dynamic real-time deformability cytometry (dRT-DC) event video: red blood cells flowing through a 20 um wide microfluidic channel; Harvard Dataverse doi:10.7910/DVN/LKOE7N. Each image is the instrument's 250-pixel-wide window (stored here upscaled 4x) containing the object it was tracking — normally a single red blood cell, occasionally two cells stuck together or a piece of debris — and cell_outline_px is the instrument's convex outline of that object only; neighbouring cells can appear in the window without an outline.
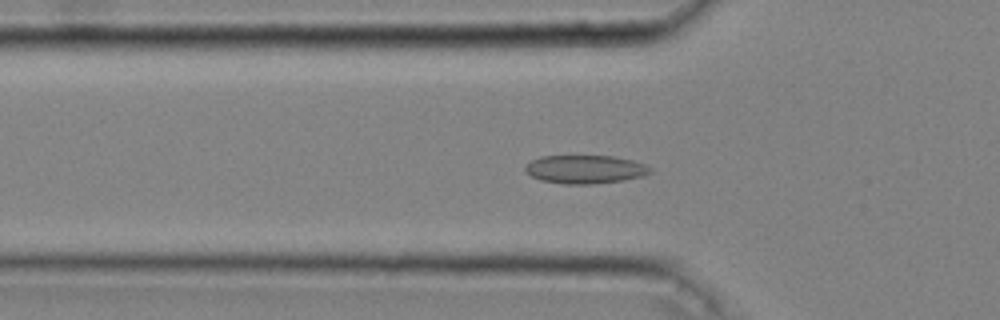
{"species": "common noctule bat (a hibernating species)", "species_latin": "Nyctalus noctula", "temperature_condition": "cold", "stored_images_in_passage": 47, "camera_frame_rate_fps": 3000, "um_per_image_px": 0.085, "animal": {"sex": "male", "body_mass_g": 20.4}, "frame": {"image": 1, "passage_image": 16, "time_ms": 5.0, "image_size_px": [1000, 320], "cell_outline_px": [[652, 172], [644, 176], [624, 180], [592, 184], [564, 184], [540, 180], [532, 176], [524, 168], [532, 160], [540, 156], [612, 156], [632, 160], [644, 164], [652, 168]], "centroid_in_image_um": [49.77, 14.39], "position_along_channel_um": 76.0, "area_um2": 20.63}}
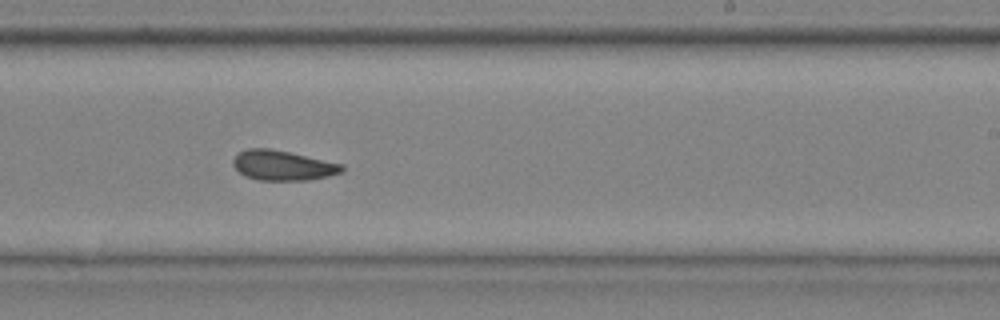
{"frame": {"image": 2, "passage_image": 30, "time_ms": 9.667, "image_size_px": [1000, 320], "cell_outline_px": [[344, 168], [340, 172], [328, 176], [308, 180], [260, 180], [244, 176], [232, 164], [232, 160], [240, 152], [248, 148], [268, 148], [288, 152], [344, 164]], "centroid_in_image_um": [24.02, 14.06], "position_along_channel_um": 265.0, "area_um2": 18.79}}
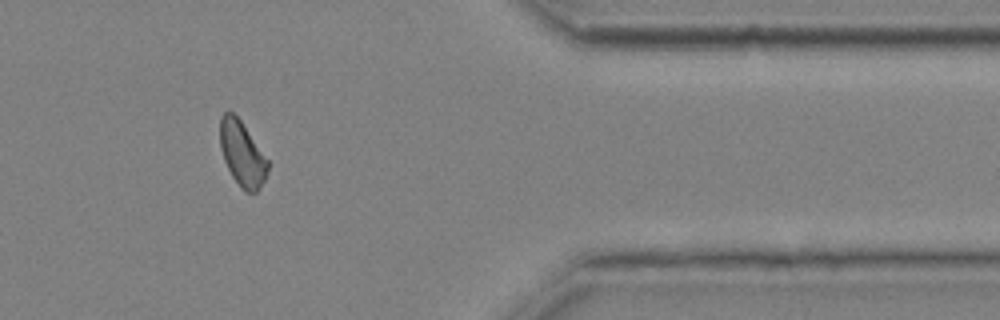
{"frame": {"image": 3, "passage_image": 41, "time_ms": 13.333, "image_size_px": [1000, 320], "cell_outline_px": [[268, 168], [264, 180], [260, 188], [256, 192], [244, 192], [240, 188], [232, 176], [224, 160], [220, 148], [220, 116], [224, 112], [232, 112], [240, 120], [268, 160]], "centroid_in_image_um": [20.56, 13.09], "position_along_channel_um": 390.8, "area_um2": 17.86}, "authors_computed_cell_mechanics": {"area_um2": 18.9006, "velocity_mm_per_s": 4.0507, "shape_relaxation_time_tau1_ms": null, "shape_relaxation_time_tau2_ms": 9.5826, "deformation_change_tau1": null, "deformation_change_tau2": 0.1457}}